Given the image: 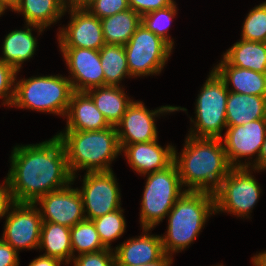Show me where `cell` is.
Returning a JSON list of instances; mask_svg holds the SVG:
<instances>
[{"label": "cell", "instance_id": "5bb4252c", "mask_svg": "<svg viewBox=\"0 0 266 266\" xmlns=\"http://www.w3.org/2000/svg\"><path fill=\"white\" fill-rule=\"evenodd\" d=\"M65 12H69L71 19L66 27H59L57 33L59 48L100 50L106 44L101 19L87 9L66 8Z\"/></svg>", "mask_w": 266, "mask_h": 266}, {"label": "cell", "instance_id": "7402d4cb", "mask_svg": "<svg viewBox=\"0 0 266 266\" xmlns=\"http://www.w3.org/2000/svg\"><path fill=\"white\" fill-rule=\"evenodd\" d=\"M266 119V96L248 95L229 91L226 104L227 127Z\"/></svg>", "mask_w": 266, "mask_h": 266}, {"label": "cell", "instance_id": "8fae6325", "mask_svg": "<svg viewBox=\"0 0 266 266\" xmlns=\"http://www.w3.org/2000/svg\"><path fill=\"white\" fill-rule=\"evenodd\" d=\"M78 188L83 200L84 215L93 220L121 208V193L112 171L85 172ZM87 214V215H86Z\"/></svg>", "mask_w": 266, "mask_h": 266}, {"label": "cell", "instance_id": "7c38bea8", "mask_svg": "<svg viewBox=\"0 0 266 266\" xmlns=\"http://www.w3.org/2000/svg\"><path fill=\"white\" fill-rule=\"evenodd\" d=\"M187 111L181 106H161L154 110H148L141 101H134L128 106L121 121L115 126L119 144H136L155 141L158 139V131L155 118L159 115L176 111Z\"/></svg>", "mask_w": 266, "mask_h": 266}, {"label": "cell", "instance_id": "e0dca14e", "mask_svg": "<svg viewBox=\"0 0 266 266\" xmlns=\"http://www.w3.org/2000/svg\"><path fill=\"white\" fill-rule=\"evenodd\" d=\"M120 147L130 167L141 176L164 170L174 161V145L168 144L163 148L158 144V139L145 143L120 144Z\"/></svg>", "mask_w": 266, "mask_h": 266}, {"label": "cell", "instance_id": "d4e9b609", "mask_svg": "<svg viewBox=\"0 0 266 266\" xmlns=\"http://www.w3.org/2000/svg\"><path fill=\"white\" fill-rule=\"evenodd\" d=\"M70 229L64 225L43 221L38 248L45 251L42 255L57 258L65 265L71 263L73 255Z\"/></svg>", "mask_w": 266, "mask_h": 266}, {"label": "cell", "instance_id": "9a60e30c", "mask_svg": "<svg viewBox=\"0 0 266 266\" xmlns=\"http://www.w3.org/2000/svg\"><path fill=\"white\" fill-rule=\"evenodd\" d=\"M70 186L47 193L34 204L39 205L42 221H49L72 228L85 220L83 200L78 188Z\"/></svg>", "mask_w": 266, "mask_h": 266}, {"label": "cell", "instance_id": "74e56055", "mask_svg": "<svg viewBox=\"0 0 266 266\" xmlns=\"http://www.w3.org/2000/svg\"><path fill=\"white\" fill-rule=\"evenodd\" d=\"M5 181L0 184V218L6 217L12 205L15 203L10 189L9 181L5 178Z\"/></svg>", "mask_w": 266, "mask_h": 266}, {"label": "cell", "instance_id": "ffe728a7", "mask_svg": "<svg viewBox=\"0 0 266 266\" xmlns=\"http://www.w3.org/2000/svg\"><path fill=\"white\" fill-rule=\"evenodd\" d=\"M23 30H12L9 32L3 41L2 44V55L0 61L5 64L11 65L17 72H20L22 64L30 60L34 53L36 52L37 47V38L34 37L32 30H37L40 35L44 30L43 27L25 24Z\"/></svg>", "mask_w": 266, "mask_h": 266}, {"label": "cell", "instance_id": "f6af8a7d", "mask_svg": "<svg viewBox=\"0 0 266 266\" xmlns=\"http://www.w3.org/2000/svg\"><path fill=\"white\" fill-rule=\"evenodd\" d=\"M65 6H67L71 0H60Z\"/></svg>", "mask_w": 266, "mask_h": 266}, {"label": "cell", "instance_id": "83f0119b", "mask_svg": "<svg viewBox=\"0 0 266 266\" xmlns=\"http://www.w3.org/2000/svg\"><path fill=\"white\" fill-rule=\"evenodd\" d=\"M101 66L103 67L105 86H122L121 81L132 78L128 70V63L124 45L105 44L100 50Z\"/></svg>", "mask_w": 266, "mask_h": 266}, {"label": "cell", "instance_id": "4dcf8cb0", "mask_svg": "<svg viewBox=\"0 0 266 266\" xmlns=\"http://www.w3.org/2000/svg\"><path fill=\"white\" fill-rule=\"evenodd\" d=\"M176 5L174 2L167 8L144 14L141 21L148 30L163 39L172 49H174V40L168 35V31L173 18L178 13Z\"/></svg>", "mask_w": 266, "mask_h": 266}, {"label": "cell", "instance_id": "60d3db41", "mask_svg": "<svg viewBox=\"0 0 266 266\" xmlns=\"http://www.w3.org/2000/svg\"><path fill=\"white\" fill-rule=\"evenodd\" d=\"M95 0H71L66 8L88 9Z\"/></svg>", "mask_w": 266, "mask_h": 266}, {"label": "cell", "instance_id": "f1b7e54d", "mask_svg": "<svg viewBox=\"0 0 266 266\" xmlns=\"http://www.w3.org/2000/svg\"><path fill=\"white\" fill-rule=\"evenodd\" d=\"M70 239L73 258L75 257V252H78L77 256H79L107 249L101 242L92 220L85 219L74 225L70 229Z\"/></svg>", "mask_w": 266, "mask_h": 266}, {"label": "cell", "instance_id": "44dd1931", "mask_svg": "<svg viewBox=\"0 0 266 266\" xmlns=\"http://www.w3.org/2000/svg\"><path fill=\"white\" fill-rule=\"evenodd\" d=\"M213 70L225 82L228 91L234 93L266 96V74L250 69L231 66L224 58ZM232 85V88H229Z\"/></svg>", "mask_w": 266, "mask_h": 266}, {"label": "cell", "instance_id": "9c48e42d", "mask_svg": "<svg viewBox=\"0 0 266 266\" xmlns=\"http://www.w3.org/2000/svg\"><path fill=\"white\" fill-rule=\"evenodd\" d=\"M124 48L128 70L134 78L160 74L173 51L142 23Z\"/></svg>", "mask_w": 266, "mask_h": 266}, {"label": "cell", "instance_id": "cb8c5ba5", "mask_svg": "<svg viewBox=\"0 0 266 266\" xmlns=\"http://www.w3.org/2000/svg\"><path fill=\"white\" fill-rule=\"evenodd\" d=\"M15 13H22L25 24L51 27L65 15L66 6L60 0H18Z\"/></svg>", "mask_w": 266, "mask_h": 266}, {"label": "cell", "instance_id": "603a6c76", "mask_svg": "<svg viewBox=\"0 0 266 266\" xmlns=\"http://www.w3.org/2000/svg\"><path fill=\"white\" fill-rule=\"evenodd\" d=\"M122 88L123 86L106 85L86 91L111 126H116L121 121L128 106L133 102Z\"/></svg>", "mask_w": 266, "mask_h": 266}, {"label": "cell", "instance_id": "8992f818", "mask_svg": "<svg viewBox=\"0 0 266 266\" xmlns=\"http://www.w3.org/2000/svg\"><path fill=\"white\" fill-rule=\"evenodd\" d=\"M146 175L148 176L140 207V227L153 230L163 222L162 220L186 190L182 189L179 172L174 162L164 170Z\"/></svg>", "mask_w": 266, "mask_h": 266}, {"label": "cell", "instance_id": "bcb514c9", "mask_svg": "<svg viewBox=\"0 0 266 266\" xmlns=\"http://www.w3.org/2000/svg\"><path fill=\"white\" fill-rule=\"evenodd\" d=\"M5 13V10L0 7V17Z\"/></svg>", "mask_w": 266, "mask_h": 266}, {"label": "cell", "instance_id": "f546056e", "mask_svg": "<svg viewBox=\"0 0 266 266\" xmlns=\"http://www.w3.org/2000/svg\"><path fill=\"white\" fill-rule=\"evenodd\" d=\"M124 209L113 211L93 219V223L99 234L103 245L108 249L111 248V243L120 238L126 230V219L124 217Z\"/></svg>", "mask_w": 266, "mask_h": 266}, {"label": "cell", "instance_id": "8d00e7d4", "mask_svg": "<svg viewBox=\"0 0 266 266\" xmlns=\"http://www.w3.org/2000/svg\"><path fill=\"white\" fill-rule=\"evenodd\" d=\"M18 252L0 237V266H19Z\"/></svg>", "mask_w": 266, "mask_h": 266}, {"label": "cell", "instance_id": "4316f807", "mask_svg": "<svg viewBox=\"0 0 266 266\" xmlns=\"http://www.w3.org/2000/svg\"><path fill=\"white\" fill-rule=\"evenodd\" d=\"M141 21L142 17L131 8L102 18L101 26L105 43L126 45Z\"/></svg>", "mask_w": 266, "mask_h": 266}, {"label": "cell", "instance_id": "d6986e66", "mask_svg": "<svg viewBox=\"0 0 266 266\" xmlns=\"http://www.w3.org/2000/svg\"><path fill=\"white\" fill-rule=\"evenodd\" d=\"M65 117V130L99 131L111 126L86 91H73Z\"/></svg>", "mask_w": 266, "mask_h": 266}, {"label": "cell", "instance_id": "52a82bcc", "mask_svg": "<svg viewBox=\"0 0 266 266\" xmlns=\"http://www.w3.org/2000/svg\"><path fill=\"white\" fill-rule=\"evenodd\" d=\"M228 94L229 91L225 82L212 69L197 96L195 104L196 119L190 117L194 127H190L188 135L223 138L222 131L227 128L226 104Z\"/></svg>", "mask_w": 266, "mask_h": 266}, {"label": "cell", "instance_id": "836d02e7", "mask_svg": "<svg viewBox=\"0 0 266 266\" xmlns=\"http://www.w3.org/2000/svg\"><path fill=\"white\" fill-rule=\"evenodd\" d=\"M72 262L73 266H116L114 249L108 248L75 256Z\"/></svg>", "mask_w": 266, "mask_h": 266}, {"label": "cell", "instance_id": "4fadbf2b", "mask_svg": "<svg viewBox=\"0 0 266 266\" xmlns=\"http://www.w3.org/2000/svg\"><path fill=\"white\" fill-rule=\"evenodd\" d=\"M2 239L18 253L20 250L38 249L42 218L34 203L15 202L5 218Z\"/></svg>", "mask_w": 266, "mask_h": 266}, {"label": "cell", "instance_id": "484cf974", "mask_svg": "<svg viewBox=\"0 0 266 266\" xmlns=\"http://www.w3.org/2000/svg\"><path fill=\"white\" fill-rule=\"evenodd\" d=\"M222 56L231 66L266 74V42L241 39Z\"/></svg>", "mask_w": 266, "mask_h": 266}, {"label": "cell", "instance_id": "e575fe53", "mask_svg": "<svg viewBox=\"0 0 266 266\" xmlns=\"http://www.w3.org/2000/svg\"><path fill=\"white\" fill-rule=\"evenodd\" d=\"M127 9H129L127 0H95L87 10L102 19Z\"/></svg>", "mask_w": 266, "mask_h": 266}, {"label": "cell", "instance_id": "7a4b0ae2", "mask_svg": "<svg viewBox=\"0 0 266 266\" xmlns=\"http://www.w3.org/2000/svg\"><path fill=\"white\" fill-rule=\"evenodd\" d=\"M186 137L180 155L174 147L173 161L183 189L214 193L232 168L223 141L220 138Z\"/></svg>", "mask_w": 266, "mask_h": 266}, {"label": "cell", "instance_id": "ab89813d", "mask_svg": "<svg viewBox=\"0 0 266 266\" xmlns=\"http://www.w3.org/2000/svg\"><path fill=\"white\" fill-rule=\"evenodd\" d=\"M173 256L167 255L166 253L157 261L150 262L147 264H140L136 266H171L173 264ZM116 266H126V265H116Z\"/></svg>", "mask_w": 266, "mask_h": 266}, {"label": "cell", "instance_id": "ba28073f", "mask_svg": "<svg viewBox=\"0 0 266 266\" xmlns=\"http://www.w3.org/2000/svg\"><path fill=\"white\" fill-rule=\"evenodd\" d=\"M252 170V167H232L229 170L219 188L213 193L215 214L226 212L236 217L250 218L251 210L262 193Z\"/></svg>", "mask_w": 266, "mask_h": 266}, {"label": "cell", "instance_id": "f35d334b", "mask_svg": "<svg viewBox=\"0 0 266 266\" xmlns=\"http://www.w3.org/2000/svg\"><path fill=\"white\" fill-rule=\"evenodd\" d=\"M62 264L64 263L57 258L41 254L39 257L33 259L28 266H61Z\"/></svg>", "mask_w": 266, "mask_h": 266}, {"label": "cell", "instance_id": "5b68a950", "mask_svg": "<svg viewBox=\"0 0 266 266\" xmlns=\"http://www.w3.org/2000/svg\"><path fill=\"white\" fill-rule=\"evenodd\" d=\"M73 88L62 75L31 76L15 79V94L11 107L66 116Z\"/></svg>", "mask_w": 266, "mask_h": 266}, {"label": "cell", "instance_id": "ee69618b", "mask_svg": "<svg viewBox=\"0 0 266 266\" xmlns=\"http://www.w3.org/2000/svg\"><path fill=\"white\" fill-rule=\"evenodd\" d=\"M18 0H0V7L6 11V9H11L10 11L16 8Z\"/></svg>", "mask_w": 266, "mask_h": 266}, {"label": "cell", "instance_id": "d590c367", "mask_svg": "<svg viewBox=\"0 0 266 266\" xmlns=\"http://www.w3.org/2000/svg\"><path fill=\"white\" fill-rule=\"evenodd\" d=\"M129 8L133 9L141 17L149 12L169 7L174 0H127Z\"/></svg>", "mask_w": 266, "mask_h": 266}, {"label": "cell", "instance_id": "30bf717a", "mask_svg": "<svg viewBox=\"0 0 266 266\" xmlns=\"http://www.w3.org/2000/svg\"><path fill=\"white\" fill-rule=\"evenodd\" d=\"M224 135V138L221 139L230 166L252 167L259 170V153L266 137V119L227 127ZM255 155L256 158L253 161L250 160ZM244 157L246 158L244 159ZM242 158L246 163L243 162ZM247 159L248 161H246Z\"/></svg>", "mask_w": 266, "mask_h": 266}, {"label": "cell", "instance_id": "d6a6232c", "mask_svg": "<svg viewBox=\"0 0 266 266\" xmlns=\"http://www.w3.org/2000/svg\"><path fill=\"white\" fill-rule=\"evenodd\" d=\"M17 72L11 65L0 61V99L2 105L11 107L15 94V79Z\"/></svg>", "mask_w": 266, "mask_h": 266}, {"label": "cell", "instance_id": "3957f363", "mask_svg": "<svg viewBox=\"0 0 266 266\" xmlns=\"http://www.w3.org/2000/svg\"><path fill=\"white\" fill-rule=\"evenodd\" d=\"M56 135L65 147L73 183L80 170L112 171V162L122 154L115 126L99 131L63 130Z\"/></svg>", "mask_w": 266, "mask_h": 266}, {"label": "cell", "instance_id": "7bdbcfd3", "mask_svg": "<svg viewBox=\"0 0 266 266\" xmlns=\"http://www.w3.org/2000/svg\"><path fill=\"white\" fill-rule=\"evenodd\" d=\"M251 261L254 266H266V250L253 256Z\"/></svg>", "mask_w": 266, "mask_h": 266}, {"label": "cell", "instance_id": "2e32d148", "mask_svg": "<svg viewBox=\"0 0 266 266\" xmlns=\"http://www.w3.org/2000/svg\"><path fill=\"white\" fill-rule=\"evenodd\" d=\"M70 75L73 91H87L105 86L99 50L86 48H60ZM71 76V77H70Z\"/></svg>", "mask_w": 266, "mask_h": 266}, {"label": "cell", "instance_id": "b9f144b4", "mask_svg": "<svg viewBox=\"0 0 266 266\" xmlns=\"http://www.w3.org/2000/svg\"><path fill=\"white\" fill-rule=\"evenodd\" d=\"M265 167H266V137L264 139L261 151L259 153V170L253 168V171L262 172L261 170H263Z\"/></svg>", "mask_w": 266, "mask_h": 266}, {"label": "cell", "instance_id": "6da1fadb", "mask_svg": "<svg viewBox=\"0 0 266 266\" xmlns=\"http://www.w3.org/2000/svg\"><path fill=\"white\" fill-rule=\"evenodd\" d=\"M7 176L14 201L35 203L72 183L65 147L57 135L36 144L16 145Z\"/></svg>", "mask_w": 266, "mask_h": 266}, {"label": "cell", "instance_id": "1f68e13d", "mask_svg": "<svg viewBox=\"0 0 266 266\" xmlns=\"http://www.w3.org/2000/svg\"><path fill=\"white\" fill-rule=\"evenodd\" d=\"M241 36L247 41L266 42V2L249 11L243 22Z\"/></svg>", "mask_w": 266, "mask_h": 266}, {"label": "cell", "instance_id": "277c9868", "mask_svg": "<svg viewBox=\"0 0 266 266\" xmlns=\"http://www.w3.org/2000/svg\"><path fill=\"white\" fill-rule=\"evenodd\" d=\"M212 214L215 215L213 193L185 191L167 215L166 235H161L164 253L172 256L187 249Z\"/></svg>", "mask_w": 266, "mask_h": 266}, {"label": "cell", "instance_id": "ac0fdd59", "mask_svg": "<svg viewBox=\"0 0 266 266\" xmlns=\"http://www.w3.org/2000/svg\"><path fill=\"white\" fill-rule=\"evenodd\" d=\"M142 234L125 240L113 248L116 265L136 266L159 260L165 253L161 235H150L151 228H141Z\"/></svg>", "mask_w": 266, "mask_h": 266}]
</instances>
